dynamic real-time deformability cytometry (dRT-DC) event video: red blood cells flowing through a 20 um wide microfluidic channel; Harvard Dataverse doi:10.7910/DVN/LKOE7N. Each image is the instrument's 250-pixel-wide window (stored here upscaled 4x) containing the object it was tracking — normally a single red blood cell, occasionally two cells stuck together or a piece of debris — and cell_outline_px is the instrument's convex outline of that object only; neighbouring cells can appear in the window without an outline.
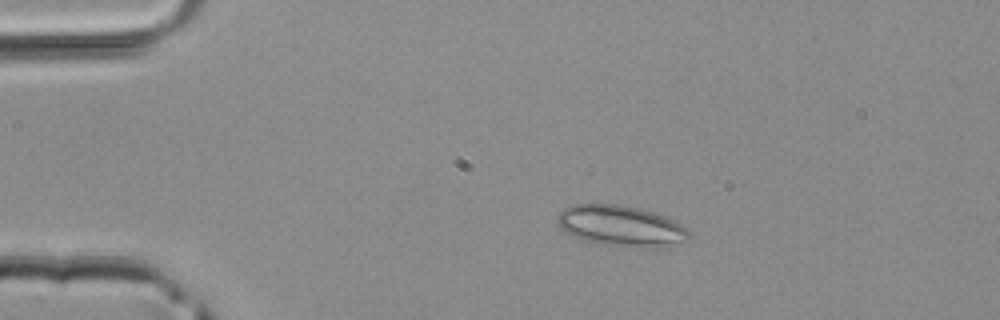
{"species": "common noctule bat (a hibernating species)", "species_latin": "Nyctalus noctula", "temperature_condition": "room temperature", "stored_images_in_passage": 1, "camera_frame_rate_fps": 3000, "um_per_image_px": 0.085, "animal": {"sex": "male", "body_mass_g": 20.4}, "frame": {"image": 1, "passage_image": 1, "time_ms": 0.0, "image_size_px": [1000, 320], "cell_outline_px": [[688, 240], [660, 248], [640, 248], [600, 244], [580, 240], [572, 236], [560, 228], [556, 220], [560, 212], [564, 208], [572, 204], [616, 204], [640, 208], [664, 216], [680, 224], [688, 232]], "centroid_in_image_um": [52.73, 19.22], "position_along_channel_um": 32.3, "area_um2": 31.44}}